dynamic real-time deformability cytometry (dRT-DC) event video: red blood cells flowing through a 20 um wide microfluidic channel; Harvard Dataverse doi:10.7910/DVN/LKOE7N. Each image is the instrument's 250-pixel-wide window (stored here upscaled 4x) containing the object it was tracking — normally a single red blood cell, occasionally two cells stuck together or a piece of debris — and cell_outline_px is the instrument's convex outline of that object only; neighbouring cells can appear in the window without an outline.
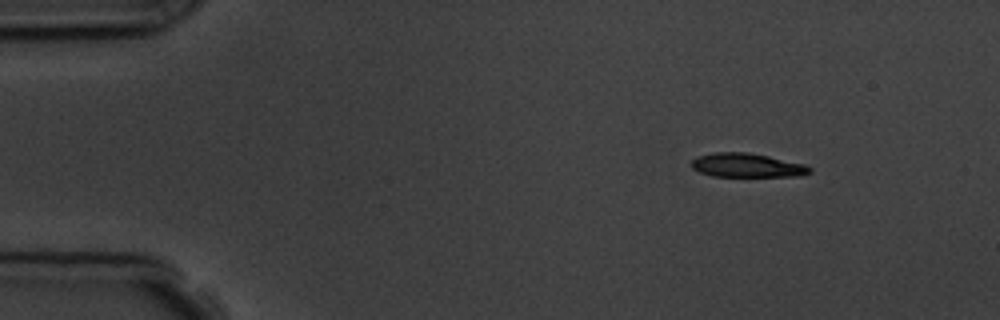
{"species": "common noctule bat (a hibernating species)", "species_latin": "Nyctalus noctula", "temperature_condition": "room temperature", "stored_images_in_passage": 6, "camera_frame_rate_fps": 3000, "um_per_image_px": 0.085, "animal": {"sex": "male", "body_mass_g": 19.5, "forearm_length_mm": 54.6}, "frame": {"image": 1, "passage_image": 2, "time_ms": 1.0, "image_size_px": [1000, 320], "cell_outline_px": [[812, 172], [800, 176], [712, 176], [700, 172], [692, 168], [692, 160], [696, 156], [712, 152], [748, 152], [768, 156], [804, 164], [812, 168]], "centroid_in_image_um": [63.48, 14.04], "position_along_channel_um": 21.5, "area_um2": 16.53}}